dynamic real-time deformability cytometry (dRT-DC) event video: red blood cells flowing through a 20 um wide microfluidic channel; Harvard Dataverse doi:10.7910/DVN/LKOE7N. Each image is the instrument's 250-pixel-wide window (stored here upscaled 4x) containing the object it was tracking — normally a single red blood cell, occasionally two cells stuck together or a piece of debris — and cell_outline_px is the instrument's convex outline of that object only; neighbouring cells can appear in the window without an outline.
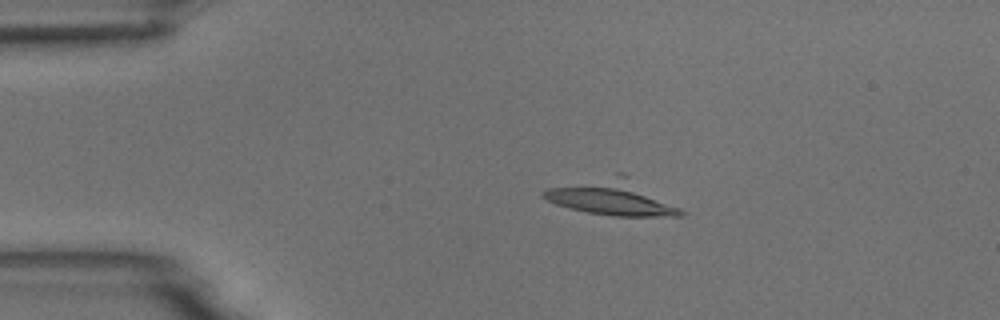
{"species": "common noctule bat (a hibernating species)", "species_latin": "Nyctalus noctula", "temperature_condition": "room temperature", "stored_images_in_passage": 6, "camera_frame_rate_fps": 3000, "um_per_image_px": 0.085, "animal": {"sex": "male", "body_mass_g": 18.8}, "frame": {"image": 1, "passage_image": 3, "time_ms": 0.667, "image_size_px": [1000, 320], "cell_outline_px": [[688, 212], [684, 216], [612, 216], [588, 212], [568, 208], [556, 204], [540, 196], [540, 192], [548, 188], [616, 172], [624, 172]], "centroid_in_image_um": [52.07, 16.77], "position_along_channel_um": 32.9, "area_um2": 28.84}}
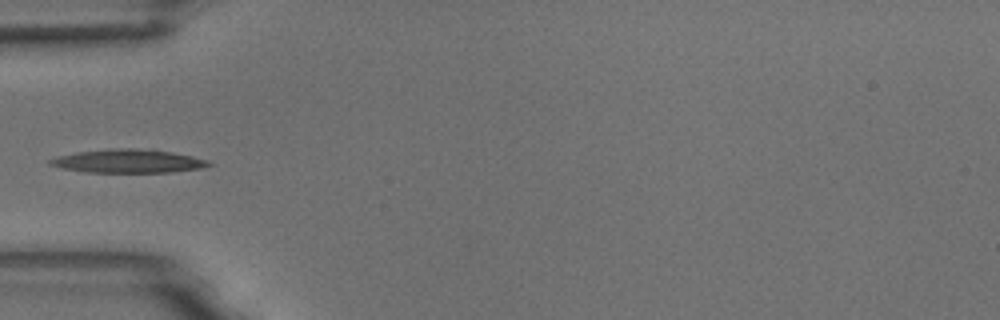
{"frame": {"image": 2, "passage_image": 5, "time_ms": 1.333, "image_size_px": [1000, 320], "cell_outline_px": [[212, 164], [200, 168], [168, 172], [88, 172], [60, 168], [48, 164], [48, 160], [56, 156], [80, 152], [112, 148], [136, 148], [172, 152], [192, 156], [208, 160]], "centroid_in_image_um": [10.86, 13.69], "position_along_channel_um": 74.1, "area_um2": 21.5}}